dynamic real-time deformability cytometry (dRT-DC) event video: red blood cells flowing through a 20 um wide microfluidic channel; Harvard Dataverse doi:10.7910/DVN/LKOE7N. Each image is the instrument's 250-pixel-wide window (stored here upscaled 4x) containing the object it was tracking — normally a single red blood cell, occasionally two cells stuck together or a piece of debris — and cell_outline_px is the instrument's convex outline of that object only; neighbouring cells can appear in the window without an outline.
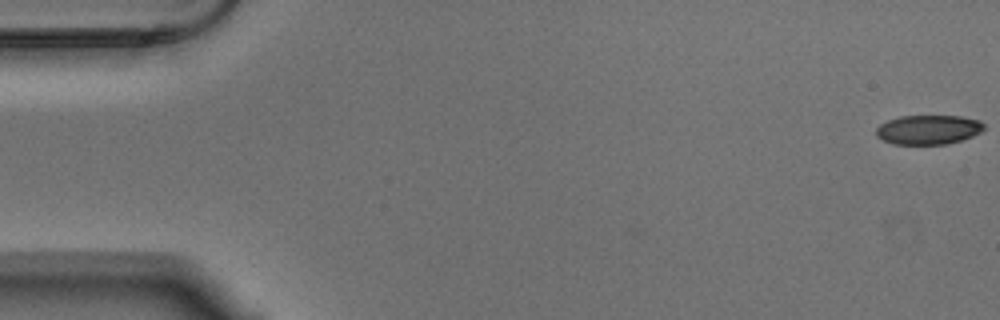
{"species": "Egyptian fruit bat (a non-hibernating species)", "species_latin": "Rousettus aegyptiacus", "temperature_condition": "warm", "stored_images_in_passage": 48, "camera_frame_rate_fps": 3000, "um_per_image_px": 0.085, "animal": {"sex": "male"}, "frame": {"image": 1, "passage_image": 1, "time_ms": 0.0, "image_size_px": [1000, 320], "cell_outline_px": [[984, 128], [980, 132], [972, 136], [960, 140], [944, 144], [892, 144], [876, 136], [876, 128], [880, 124], [888, 120], [900, 116], [960, 116], [980, 120], [984, 124]], "centroid_in_image_um": [78.89, 11.01], "position_along_channel_um": 6.1, "area_um2": 18.38}}
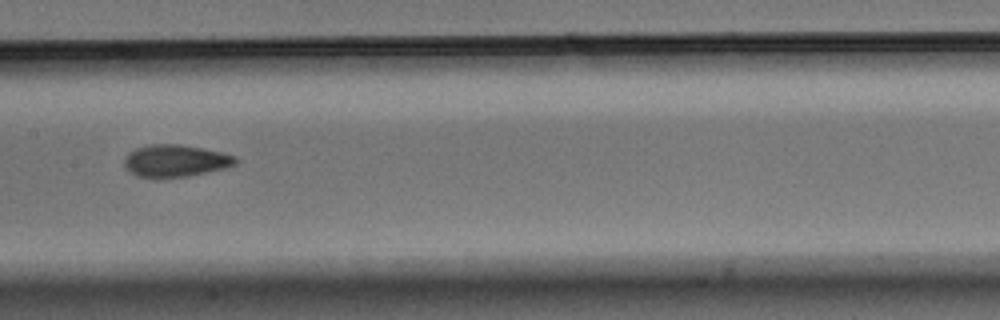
{"frame": {"image": 2, "passage_image": 28, "time_ms": 9.0, "image_size_px": [1000, 320], "cell_outline_px": [[236, 164], [224, 168], [188, 176], [136, 176], [124, 164], [124, 156], [128, 152], [136, 148], [152, 144], [180, 144], [220, 152], [236, 156]], "centroid_in_image_um": [14.9, 13.64], "position_along_channel_um": 192.5, "area_um2": 20.29}}
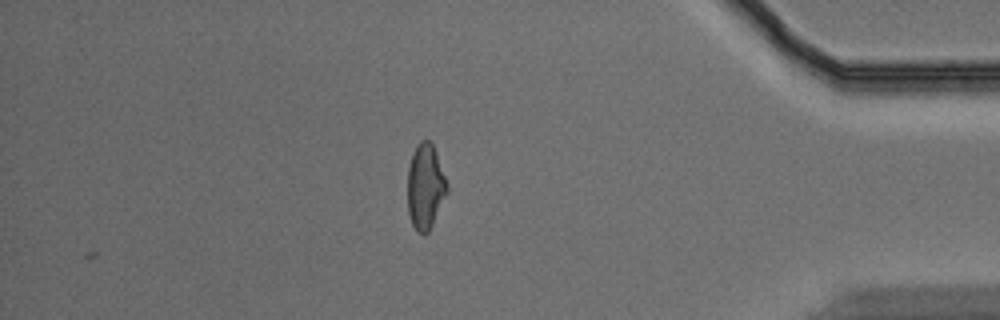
{"frame": {"image": 3, "passage_image": 48, "time_ms": 15.667, "image_size_px": [1000, 320], "cell_outline_px": [[448, 192], [428, 232], [424, 236], [416, 232], [412, 224], [408, 212], [408, 168], [412, 152], [416, 144], [420, 140], [428, 140], [432, 144], [436, 152], [448, 184]], "centroid_in_image_um": [36.15, 15.86], "position_along_channel_um": 399.1, "area_um2": 19.77}, "authors_computed_cell_mechanics": {"area_um2": 20.1433, "velocity_mm_per_s": 3.6484, "shape_relaxation_time_tau1_ms": 7.9961, "shape_relaxation_time_tau2_ms": 2.7441, "deformation_change_tau1": 0.1745, "deformation_change_tau2": 0.0856}}